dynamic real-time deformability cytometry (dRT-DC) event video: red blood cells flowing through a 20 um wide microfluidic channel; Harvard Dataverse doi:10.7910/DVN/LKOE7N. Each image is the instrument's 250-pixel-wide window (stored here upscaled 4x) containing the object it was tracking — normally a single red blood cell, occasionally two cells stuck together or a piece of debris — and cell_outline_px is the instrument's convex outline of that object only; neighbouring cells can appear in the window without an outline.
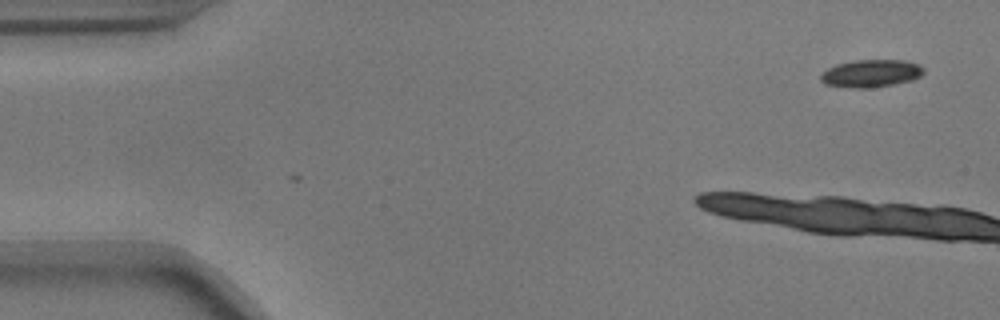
{"species": "common noctule bat (a hibernating species)", "species_latin": "Nyctalus noctula", "temperature_condition": "warm", "stored_images_in_passage": 10, "camera_frame_rate_fps": 3000, "um_per_image_px": 0.085, "animal": {"sex": "male", "body_mass_g": 17.9}, "frame": {"image": 1, "passage_image": 1, "time_ms": 0.0, "image_size_px": [1000, 320], "cell_outline_px": [[924, 72], [920, 76], [912, 80], [892, 84], [868, 88], [856, 88], [824, 84], [820, 80], [820, 76], [828, 68], [836, 64], [856, 60], [904, 60], [920, 64], [924, 68]], "centroid_in_image_um": [74.05, 6.23], "position_along_channel_um": 10.9, "area_um2": 16.47}}